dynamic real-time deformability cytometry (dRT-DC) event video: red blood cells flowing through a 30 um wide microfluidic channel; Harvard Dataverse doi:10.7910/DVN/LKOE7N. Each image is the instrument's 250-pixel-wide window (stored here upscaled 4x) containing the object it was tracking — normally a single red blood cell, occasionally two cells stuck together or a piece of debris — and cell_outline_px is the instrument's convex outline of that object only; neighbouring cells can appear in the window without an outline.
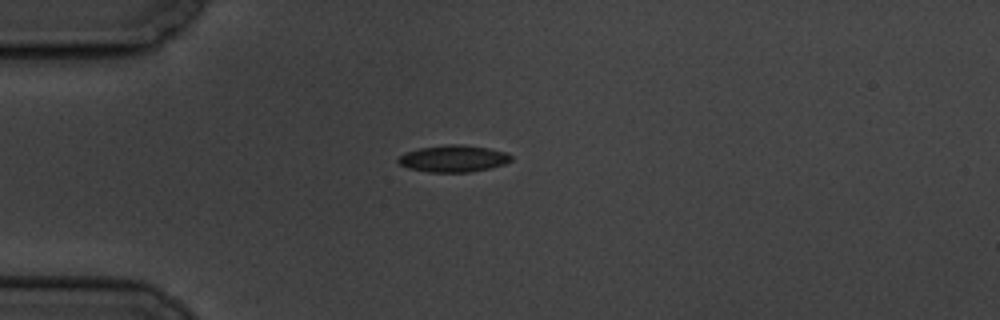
{"species": "common noctule bat (a hibernating species)", "species_latin": "Nyctalus noctula", "temperature_condition": "cold", "stored_images_in_passage": 4, "camera_frame_rate_fps": 3000, "um_per_image_px": 0.085, "animal": {"sex": "male", "body_mass_g": 19.5, "forearm_length_mm": 54.6}, "frame": {"image": 1, "passage_image": 1, "time_ms": 0.0, "image_size_px": [1000, 320], "cell_outline_px": [[512, 160], [504, 164], [488, 168], [468, 172], [428, 172], [408, 168], [400, 164], [396, 160], [404, 152], [420, 148], [448, 144], [464, 144], [488, 148], [504, 152], [512, 156]], "centroid_in_image_um": [38.51, 13.47], "position_along_channel_um": 46.5, "area_um2": 17.57}}
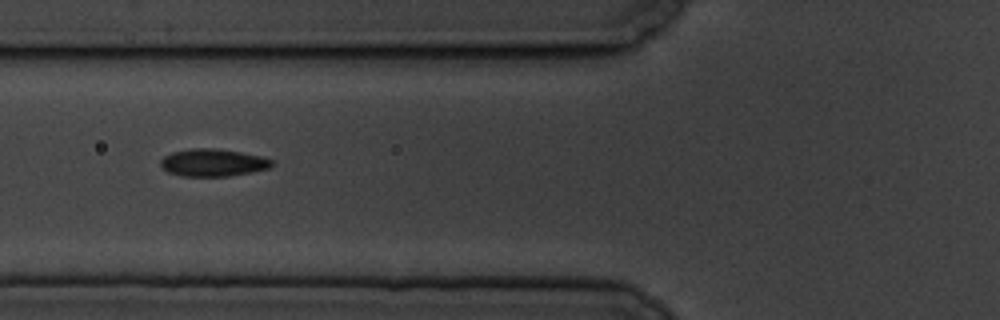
{"frame": {"image": 2, "passage_image": 3, "time_ms": 2.333, "image_size_px": [1000, 320], "cell_outline_px": [[276, 164], [268, 168], [228, 176], [180, 176], [168, 172], [160, 164], [160, 160], [164, 156], [172, 152], [192, 148], [216, 148], [264, 156], [272, 160]], "centroid_in_image_um": [18.11, 13.81], "position_along_channel_um": 107.7, "area_um2": 17.8}}
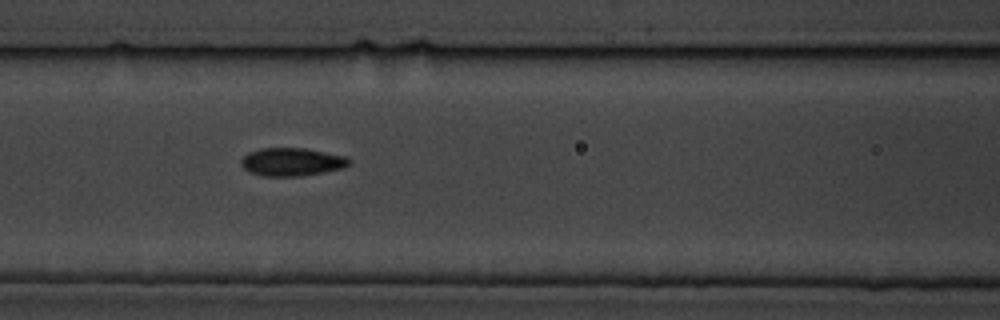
{"frame": {"image": 3, "passage_image": 4, "time_ms": 3.333, "image_size_px": [1000, 320], "cell_outline_px": [[352, 164], [344, 168], [324, 172], [300, 176], [260, 176], [248, 172], [240, 164], [240, 160], [248, 152], [260, 148], [304, 148], [348, 156], [352, 160]], "centroid_in_image_um": [24.83, 13.76], "position_along_channel_um": 141.8, "area_um2": 18.03}}